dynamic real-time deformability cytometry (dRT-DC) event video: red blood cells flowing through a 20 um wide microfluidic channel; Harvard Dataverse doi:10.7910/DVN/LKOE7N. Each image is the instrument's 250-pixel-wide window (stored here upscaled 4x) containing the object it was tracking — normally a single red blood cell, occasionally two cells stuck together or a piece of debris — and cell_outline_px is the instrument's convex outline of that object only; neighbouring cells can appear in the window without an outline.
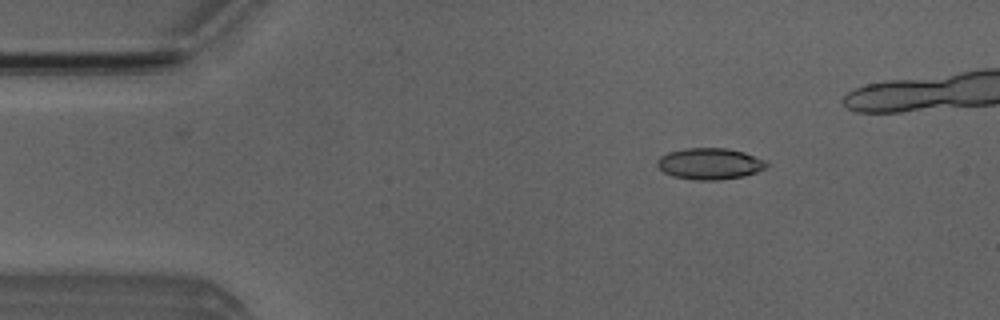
{"species": "Egyptian fruit bat (a non-hibernating species)", "species_latin": "Rousettus aegyptiacus", "temperature_condition": "room temperature", "stored_images_in_passage": 45, "camera_frame_rate_fps": 3000, "um_per_image_px": 0.085, "animal": {"sex": "male"}, "frame": {"image": 1, "passage_image": 8, "time_ms": 2.333, "image_size_px": [1000, 320], "cell_outline_px": [[768, 164], [764, 168], [756, 172], [744, 176], [716, 180], [696, 180], [672, 176], [664, 172], [656, 164], [656, 160], [660, 156], [668, 152], [684, 148], [724, 148], [744, 152], [764, 160]], "centroid_in_image_um": [60.29, 13.91], "position_along_channel_um": 24.7, "area_um2": 19.88}}
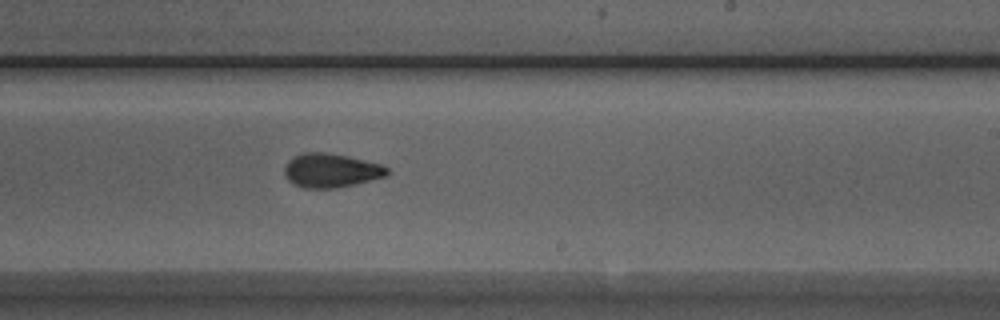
{"frame": {"image": 2, "passage_image": 31, "time_ms": 10.0, "image_size_px": [1000, 320], "cell_outline_px": [[388, 176], [356, 184], [336, 188], [304, 188], [292, 184], [284, 176], [284, 168], [288, 160], [292, 156], [304, 152], [324, 152], [348, 156], [384, 164], [388, 168]], "centroid_in_image_um": [28.13, 14.49], "position_along_channel_um": 260.9, "area_um2": 20.75}}
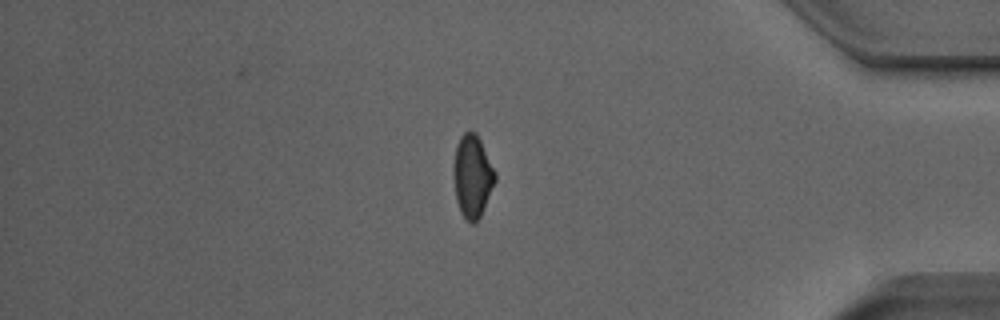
{"frame": {"image": 3, "passage_image": 44, "time_ms": 14.333, "image_size_px": [1000, 320], "cell_outline_px": [[496, 180], [480, 216], [472, 224], [460, 212], [456, 200], [456, 144], [460, 136], [464, 132], [476, 132], [496, 172]], "centroid_in_image_um": [40.19, 14.96], "position_along_channel_um": 395.0, "area_um2": 19.13}}